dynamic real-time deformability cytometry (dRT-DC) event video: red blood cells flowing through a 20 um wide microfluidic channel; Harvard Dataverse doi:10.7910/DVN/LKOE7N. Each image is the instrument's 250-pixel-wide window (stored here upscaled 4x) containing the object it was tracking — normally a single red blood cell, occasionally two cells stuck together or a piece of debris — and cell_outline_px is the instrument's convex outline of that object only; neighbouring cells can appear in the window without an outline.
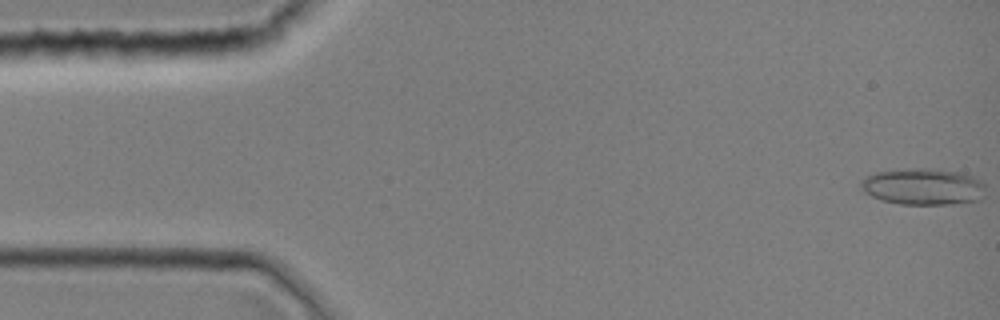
{"species": "common noctule bat (a hibernating species)", "species_latin": "Nyctalus noctula", "temperature_condition": "room temperature", "stored_images_in_passage": 7, "camera_frame_rate_fps": 3000, "um_per_image_px": 0.085, "animal": {"sex": "female", "body_mass_g": 19.0, "forearm_length_mm": 51.5}, "frame": {"image": 1, "passage_image": 1, "time_ms": 0.0, "image_size_px": [1000, 320], "cell_outline_px": [[984, 188], [980, 200], [952, 204], [900, 204], [880, 200], [864, 192], [860, 184], [860, 180], [876, 172], [908, 168], [924, 168], [956, 172], [972, 176], [980, 180], [984, 184]], "centroid_in_image_um": [78.43, 15.87], "position_along_channel_um": 6.6, "area_um2": 26.36}}